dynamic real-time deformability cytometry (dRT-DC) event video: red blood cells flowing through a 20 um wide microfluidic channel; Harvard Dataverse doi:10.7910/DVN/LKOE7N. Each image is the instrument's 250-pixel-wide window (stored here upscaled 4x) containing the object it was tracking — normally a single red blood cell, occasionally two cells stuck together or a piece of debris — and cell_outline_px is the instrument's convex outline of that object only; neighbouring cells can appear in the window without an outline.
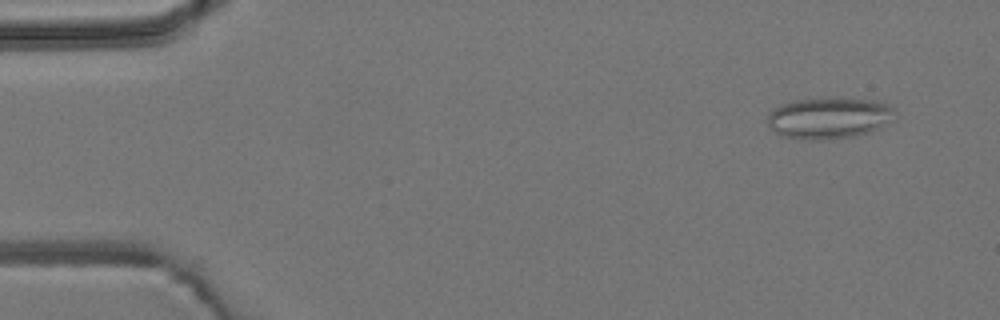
{"species": "common noctule bat (a hibernating species)", "species_latin": "Nyctalus noctula", "temperature_condition": "room temperature", "stored_images_in_passage": 4, "camera_frame_rate_fps": 3000, "um_per_image_px": 0.085, "animal": {"sex": "male", "body_mass_g": 19.2, "forearm_length_mm": 51.8}, "frame": {"image": 1, "passage_image": 4, "time_ms": 4.333, "image_size_px": [1000, 320], "cell_outline_px": [[896, 120], [872, 132], [856, 136], [828, 140], [804, 140], [780, 136], [768, 124], [768, 116], [780, 104], [796, 100], [824, 96], [840, 96], [872, 100], [892, 104], [896, 108]], "centroid_in_image_um": [70.57, 10.01], "position_along_channel_um": 14.4, "area_um2": 32.02}}